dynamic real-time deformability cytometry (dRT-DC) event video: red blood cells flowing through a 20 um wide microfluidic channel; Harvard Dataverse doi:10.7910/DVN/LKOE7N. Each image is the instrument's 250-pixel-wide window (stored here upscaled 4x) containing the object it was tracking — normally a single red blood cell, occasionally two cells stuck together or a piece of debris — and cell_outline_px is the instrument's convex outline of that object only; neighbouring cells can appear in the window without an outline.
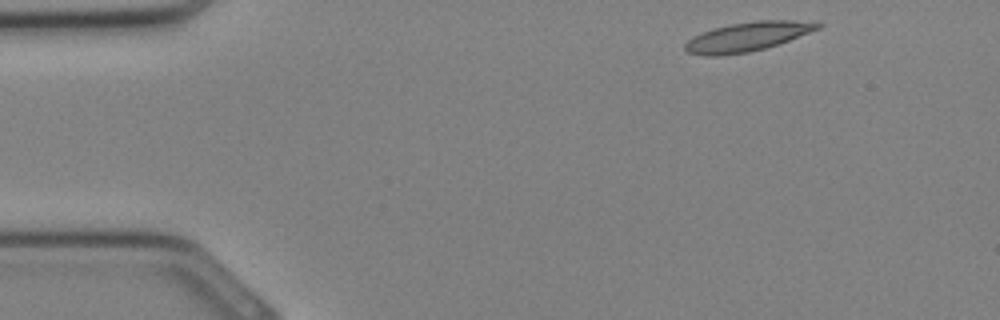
{"species": "Egyptian fruit bat (a non-hibernating species)", "species_latin": "Rousettus aegyptiacus", "temperature_condition": "cold", "stored_images_in_passage": 29, "camera_frame_rate_fps": 3000, "um_per_image_px": 0.085, "animal": {"sex": "female"}, "frame": {"image": 1, "passage_image": 1, "time_ms": 0.0, "image_size_px": [1000, 320], "cell_outline_px": [[824, 24], [820, 28], [788, 40], [764, 48], [748, 52], [720, 56], [708, 56], [688, 52], [684, 48], [684, 44], [692, 36], [712, 28], [732, 24], [756, 20], [792, 20]], "centroid_in_image_um": [63.47, 3.12], "position_along_channel_um": 21.5, "area_um2": 22.25}}
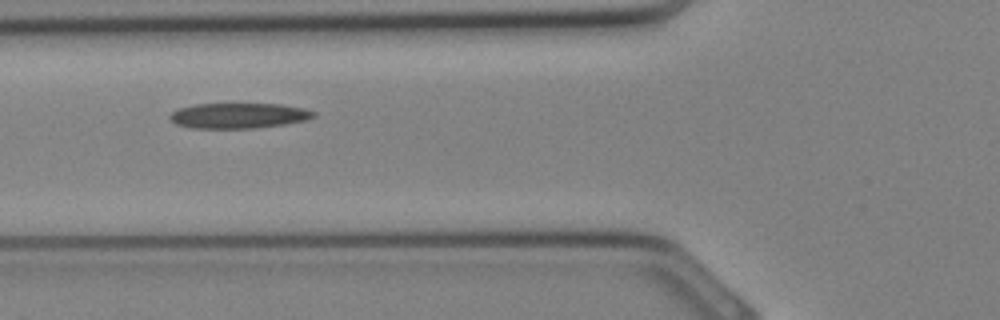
{"frame": {"image": 2, "passage_image": 9, "time_ms": 2.667, "image_size_px": [1000, 320], "cell_outline_px": [[316, 116], [304, 120], [284, 124], [256, 128], [192, 128], [176, 124], [168, 116], [176, 108], [192, 104], [280, 104], [304, 108], [316, 112]], "centroid_in_image_um": [20.25, 9.82], "position_along_channel_um": 105.5, "area_um2": 21.27}}
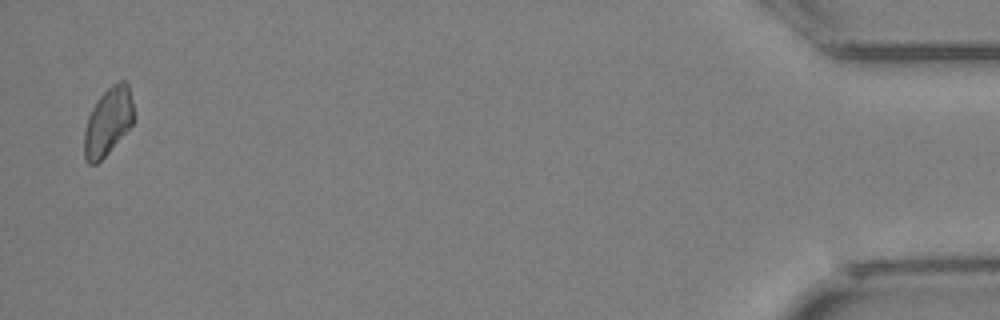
{"frame": {"image": 3, "passage_image": 29, "time_ms": 9.333, "image_size_px": [1000, 320], "cell_outline_px": [[136, 120], [108, 152], [96, 164], [88, 164], [84, 160], [84, 132], [88, 116], [92, 108], [100, 96], [112, 84], [120, 80], [124, 80], [128, 84], [136, 116]], "centroid_in_image_um": [9.2, 10.32], "position_along_channel_um": 426.0, "area_um2": 19.65}}